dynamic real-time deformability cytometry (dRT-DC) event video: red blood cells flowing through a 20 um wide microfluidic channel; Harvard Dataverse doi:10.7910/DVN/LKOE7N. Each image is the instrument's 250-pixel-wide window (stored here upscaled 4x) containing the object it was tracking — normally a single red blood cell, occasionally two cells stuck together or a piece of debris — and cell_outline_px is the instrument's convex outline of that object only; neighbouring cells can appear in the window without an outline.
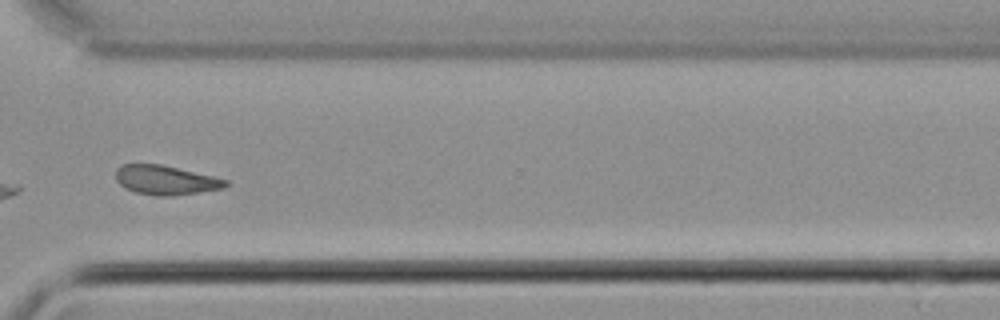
{"species": "common noctule bat (a hibernating species)", "species_latin": "Nyctalus noctula", "temperature_condition": "cold", "stored_images_in_passage": 52, "camera_frame_rate_fps": 3000, "um_per_image_px": 0.085, "animal": {"sex": "male", "body_mass_g": 21.5, "forearm_length_mm": 52.0}, "frame": {"image": 1, "passage_image": 37, "time_ms": 12.0, "image_size_px": [1000, 320], "cell_outline_px": [[228, 184], [224, 188], [172, 196], [156, 196], [136, 192], [124, 188], [116, 180], [116, 168], [120, 164], [160, 164], [212, 176], [228, 180]], "centroid_in_image_um": [14.04, 15.31], "position_along_channel_um": 356.6, "area_um2": 18.67}, "authors_computed_cell_mechanics": {"area_um2": 19.0162, "velocity_mm_per_s": 3.7456, "shape_relaxation_time_tau1_ms": 6.5992, "shape_relaxation_time_tau2_ms": 3.7466, "deformation_change_tau1": 0.1165, "deformation_change_tau2": 0.102}}